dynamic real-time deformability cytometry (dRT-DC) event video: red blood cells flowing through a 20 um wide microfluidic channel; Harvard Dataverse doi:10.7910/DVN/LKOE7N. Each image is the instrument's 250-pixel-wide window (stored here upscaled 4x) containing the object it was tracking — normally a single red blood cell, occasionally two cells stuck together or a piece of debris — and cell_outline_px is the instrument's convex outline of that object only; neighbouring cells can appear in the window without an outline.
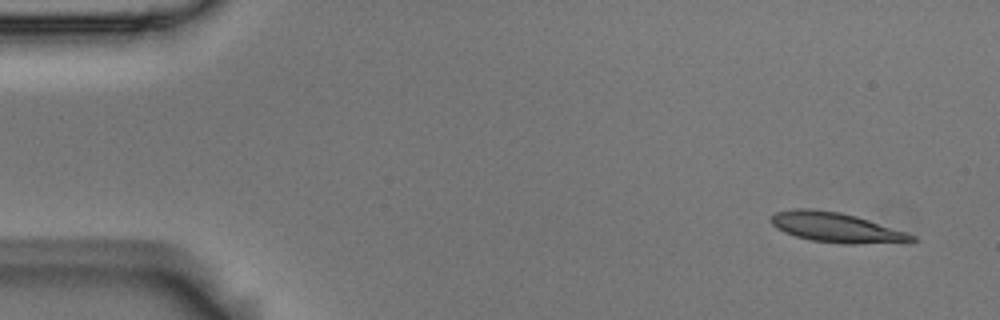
{"species": "Egyptian fruit bat (a non-hibernating species)", "species_latin": "Rousettus aegyptiacus", "temperature_condition": "room temperature", "stored_images_in_passage": 4, "camera_frame_rate_fps": 3000, "um_per_image_px": 0.085, "animal": {"sex": "male"}, "frame": {"image": 1, "passage_image": 1, "time_ms": 0.0, "image_size_px": [1000, 320], "cell_outline_px": [[916, 240], [852, 244], [844, 244], [812, 240], [796, 236], [784, 232], [776, 228], [768, 220], [776, 212], [792, 208], [808, 208], [840, 212], [856, 216], [916, 236]], "centroid_in_image_um": [70.95, 19.31], "position_along_channel_um": 14.1, "area_um2": 23.93}}
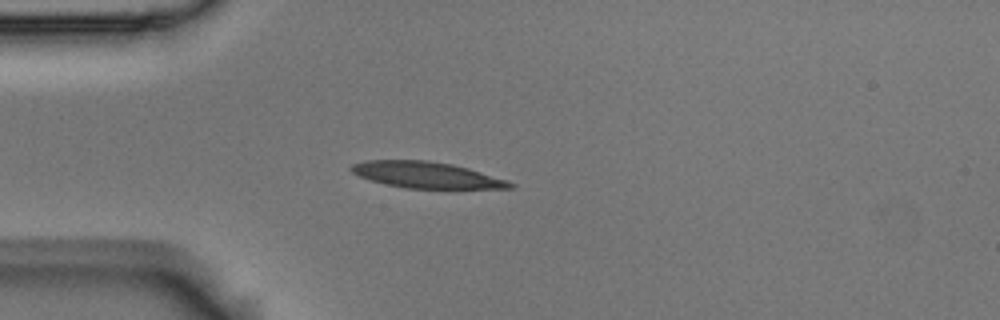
{"frame": {"image": 2, "passage_image": 3, "time_ms": 0.667, "image_size_px": [1000, 320], "cell_outline_px": [[516, 188], [404, 188], [384, 184], [360, 176], [352, 172], [348, 168], [352, 164], [368, 160], [428, 160], [452, 164], [468, 168], [508, 180], [516, 184]], "centroid_in_image_um": [36.26, 14.87], "position_along_channel_um": 48.7, "area_um2": 24.22}}